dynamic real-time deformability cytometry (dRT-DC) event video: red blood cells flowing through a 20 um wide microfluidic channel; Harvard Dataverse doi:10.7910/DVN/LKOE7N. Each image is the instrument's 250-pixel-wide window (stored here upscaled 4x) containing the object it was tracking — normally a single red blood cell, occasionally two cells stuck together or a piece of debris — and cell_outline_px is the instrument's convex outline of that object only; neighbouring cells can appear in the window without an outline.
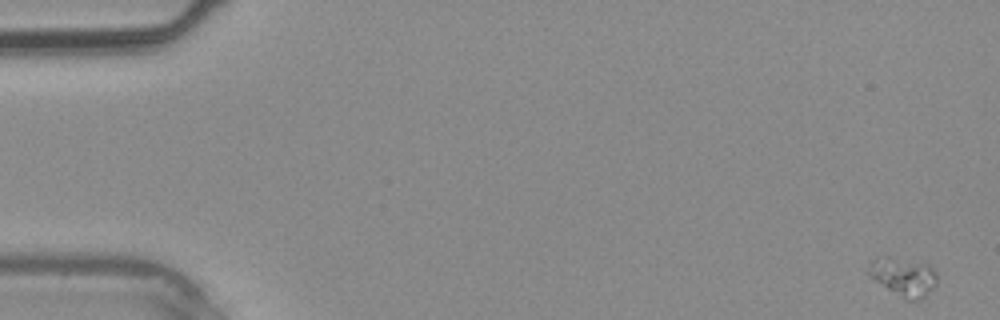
{"species": "common noctule bat (a hibernating species)", "species_latin": "Nyctalus noctula", "temperature_condition": "warm", "stored_images_in_passage": 5, "camera_frame_rate_fps": 3000, "um_per_image_px": 0.085, "animal": {"sex": "male", "body_mass_g": 20.4}, "frame": {"image": 1, "passage_image": 1, "time_ms": 0.0, "image_size_px": [1000, 320], "cell_outline_px": [[936, 284], [924, 296], [916, 300], [904, 300], [868, 276], [868, 268], [872, 260], [892, 260], [928, 264], [936, 272]], "centroid_in_image_um": [76.81, 23.61], "position_along_channel_um": 8.2, "area_um2": 14.45}}